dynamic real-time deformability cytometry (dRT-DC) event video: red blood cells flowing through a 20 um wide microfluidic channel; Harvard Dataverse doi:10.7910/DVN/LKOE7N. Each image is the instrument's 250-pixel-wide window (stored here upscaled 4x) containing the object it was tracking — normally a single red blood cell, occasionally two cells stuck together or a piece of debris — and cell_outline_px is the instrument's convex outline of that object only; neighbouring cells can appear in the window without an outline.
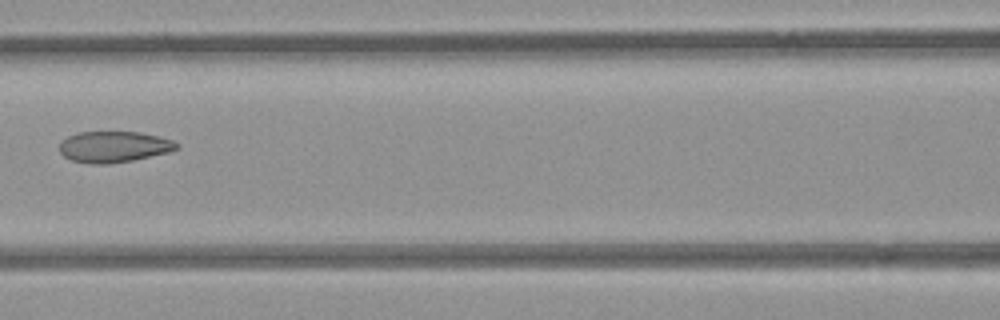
{"species": "common noctule bat (a hibernating species)", "species_latin": "Nyctalus noctula", "temperature_condition": "room temperature", "stored_images_in_passage": 4, "segment_of_instrument_passage": [1, 2], "camera_frame_rate_fps": 3000, "um_per_image_px": 0.085, "animal": {"sex": "female", "body_mass_g": 21.9}, "frame": {"image": 1, "passage_image": 3, "time_ms": 0.667, "image_size_px": [1000, 320], "cell_outline_px": [[180, 148], [168, 152], [132, 160], [108, 164], [88, 164], [72, 160], [64, 156], [60, 152], [60, 144], [68, 136], [76, 132], [140, 132], [160, 136], [172, 140], [180, 144]], "centroid_in_image_um": [9.7, 12.47], "position_along_channel_um": 156.9, "area_um2": 21.27}}